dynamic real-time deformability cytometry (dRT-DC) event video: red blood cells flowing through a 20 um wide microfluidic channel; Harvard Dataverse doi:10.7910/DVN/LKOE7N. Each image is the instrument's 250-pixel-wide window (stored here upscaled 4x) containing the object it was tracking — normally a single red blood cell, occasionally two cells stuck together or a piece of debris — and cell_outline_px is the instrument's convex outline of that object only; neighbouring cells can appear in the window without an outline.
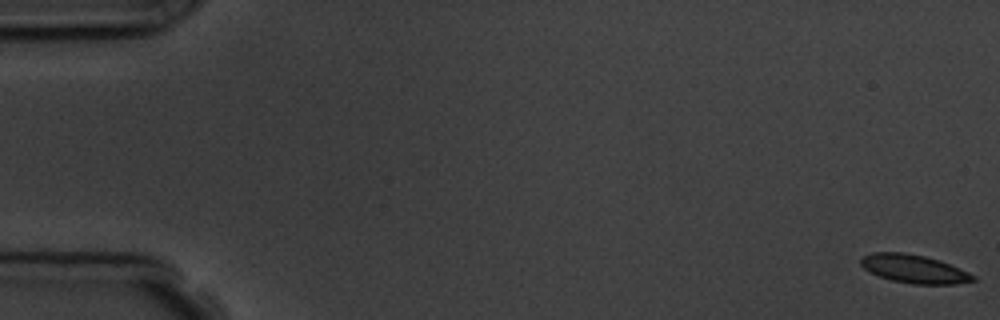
{"species": "common noctule bat (a hibernating species)", "species_latin": "Nyctalus noctula", "temperature_condition": "room temperature", "stored_images_in_passage": 5, "camera_frame_rate_fps": 3000, "um_per_image_px": 0.085, "animal": {"sex": "male", "body_mass_g": 19.5, "forearm_length_mm": 54.6}, "frame": {"image": 1, "passage_image": 1, "time_ms": 0.0, "image_size_px": [1000, 320], "cell_outline_px": [[976, 280], [956, 284], [912, 284], [892, 280], [868, 272], [860, 264], [860, 260], [864, 256], [872, 252], [904, 252], [924, 256], [940, 260], [960, 268], [976, 276]], "centroid_in_image_um": [77.7, 22.85], "position_along_channel_um": 7.3, "area_um2": 18.61}}